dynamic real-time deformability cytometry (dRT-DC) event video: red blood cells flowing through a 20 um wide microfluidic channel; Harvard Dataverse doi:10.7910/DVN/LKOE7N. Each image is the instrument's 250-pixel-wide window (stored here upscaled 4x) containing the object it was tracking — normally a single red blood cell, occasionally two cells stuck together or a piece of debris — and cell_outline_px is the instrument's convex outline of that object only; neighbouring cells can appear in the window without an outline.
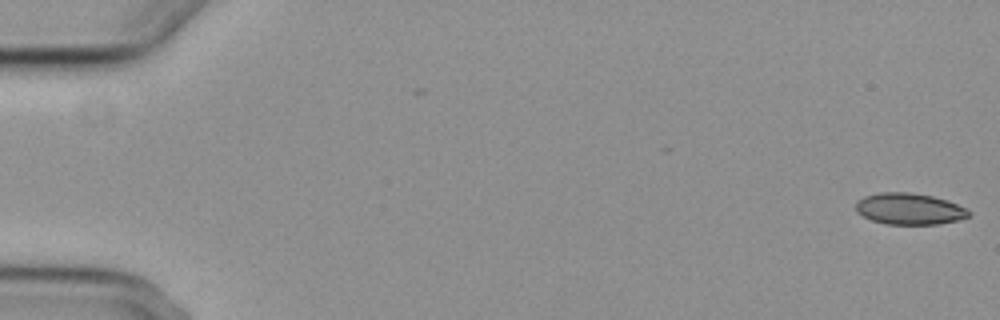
{"species": "common noctule bat (a hibernating species)", "species_latin": "Nyctalus noctula", "temperature_condition": "cold", "stored_images_in_passage": 9, "camera_frame_rate_fps": 3000, "um_per_image_px": 0.085, "animal": {"sex": "female", "body_mass_g": 29.2, "forearm_length_mm": 56.3}, "frame": {"image": 1, "passage_image": 1, "time_ms": 0.0, "image_size_px": [1000, 320], "cell_outline_px": [[972, 212], [968, 216], [956, 220], [936, 224], [884, 224], [872, 220], [856, 212], [856, 200], [864, 196], [880, 192], [908, 192], [932, 196], [948, 200], [968, 208]], "centroid_in_image_um": [77.29, 17.74], "position_along_channel_um": 7.7, "area_um2": 20.75}}
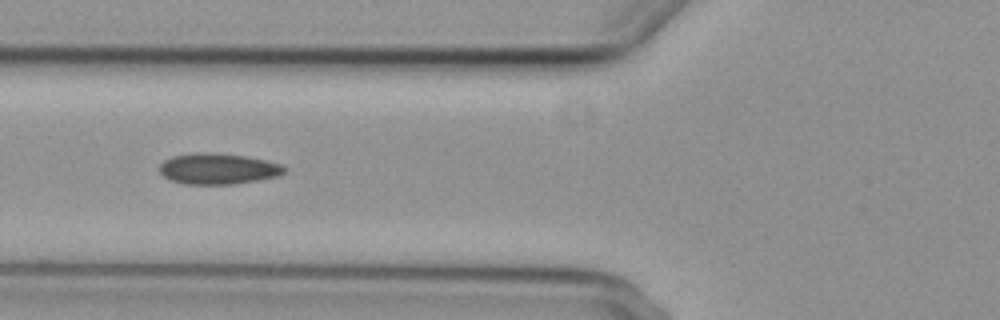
{"frame": {"image": 2, "passage_image": 7, "time_ms": 7.0, "image_size_px": [1000, 320], "cell_outline_px": [[288, 168], [284, 172], [276, 176], [256, 180], [232, 184], [184, 184], [168, 180], [160, 172], [160, 164], [164, 160], [172, 156], [196, 152], [212, 152], [248, 156], [280, 164]], "centroid_in_image_um": [18.49, 14.33], "position_along_channel_um": 107.3, "area_um2": 22.54}}
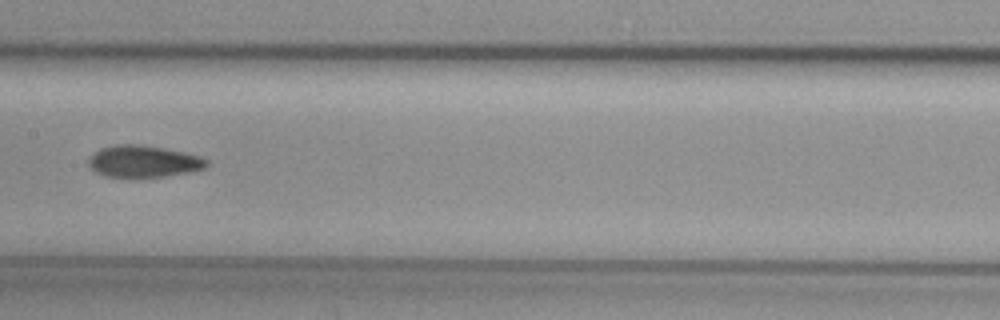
{"frame": {"image": 3, "passage_image": 9, "time_ms": 9.333, "image_size_px": [1000, 320], "cell_outline_px": [[208, 164], [204, 168], [192, 172], [164, 176], [132, 180], [108, 176], [96, 172], [88, 168], [88, 160], [92, 152], [100, 148], [112, 144], [136, 144], [164, 148], [184, 152], [200, 156], [208, 160]], "centroid_in_image_um": [12.14, 13.74], "position_along_channel_um": 195.3, "area_um2": 22.72}}